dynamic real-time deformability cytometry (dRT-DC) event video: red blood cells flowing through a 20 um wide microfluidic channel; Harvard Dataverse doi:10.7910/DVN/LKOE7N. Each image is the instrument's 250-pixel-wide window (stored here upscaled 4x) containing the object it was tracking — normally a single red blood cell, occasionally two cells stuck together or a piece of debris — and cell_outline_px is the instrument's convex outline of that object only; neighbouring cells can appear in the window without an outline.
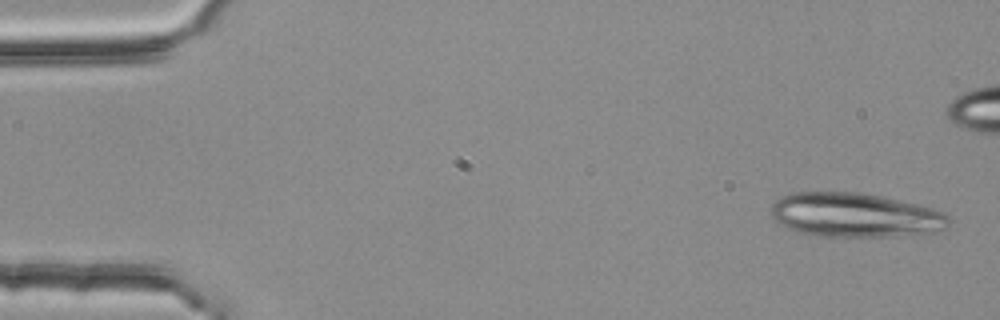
{"species": "common noctule bat (a hibernating species)", "species_latin": "Nyctalus noctula", "temperature_condition": "room temperature", "stored_images_in_passage": 5, "camera_frame_rate_fps": 3000, "um_per_image_px": 0.085, "animal": {"sex": "female", "body_mass_g": 25.1}, "frame": {"image": 1, "passage_image": 1, "time_ms": 0.0, "image_size_px": [1000, 320], "cell_outline_px": [[948, 224], [944, 228], [936, 232], [892, 236], [816, 236], [796, 232], [784, 228], [772, 220], [772, 204], [776, 200], [788, 192], [860, 192], [880, 196], [916, 204], [932, 208], [944, 212], [948, 216]], "centroid_in_image_um": [72.6, 18.28], "position_along_channel_um": 12.4, "area_um2": 46.01}}